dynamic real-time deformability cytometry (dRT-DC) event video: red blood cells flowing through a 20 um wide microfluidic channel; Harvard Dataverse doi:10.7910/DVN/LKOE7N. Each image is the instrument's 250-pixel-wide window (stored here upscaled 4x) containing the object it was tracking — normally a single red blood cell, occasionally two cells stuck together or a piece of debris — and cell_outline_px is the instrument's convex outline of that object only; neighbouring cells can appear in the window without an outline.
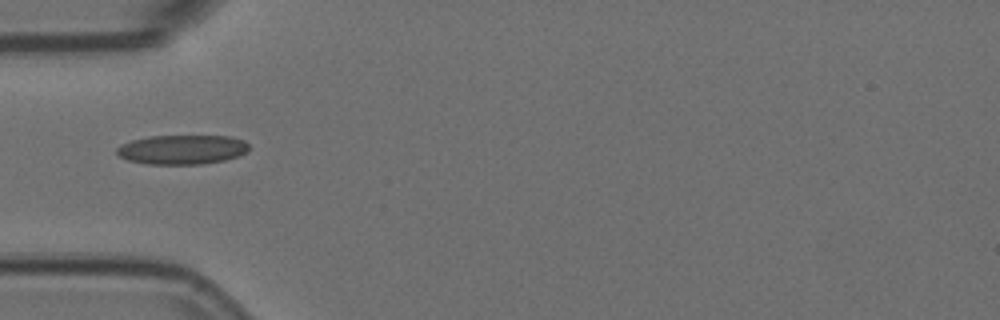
{"species": "Egyptian fruit bat (a non-hibernating species)", "species_latin": "Rousettus aegyptiacus", "temperature_condition": "room temperature", "stored_images_in_passage": 5, "camera_frame_rate_fps": 3000, "um_per_image_px": 0.085, "animal": {"sex": "female"}, "frame": {"image": 1, "passage_image": 1, "time_ms": 0.0, "image_size_px": [1000, 320], "cell_outline_px": [[248, 152], [240, 156], [224, 160], [200, 164], [148, 164], [128, 160], [120, 156], [116, 152], [116, 148], [120, 144], [132, 140], [152, 136], [232, 136], [244, 140], [248, 144]], "centroid_in_image_um": [15.5, 12.71], "position_along_channel_um": 69.5, "area_um2": 22.72}}
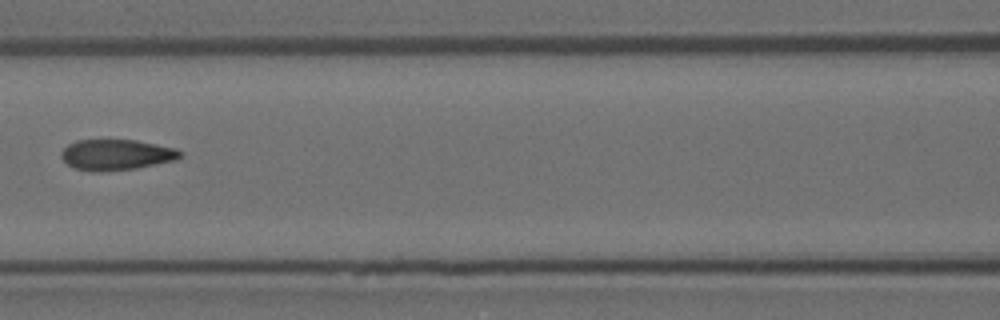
{"frame": {"image": 2, "passage_image": 3, "time_ms": 0.667, "image_size_px": [1000, 320], "cell_outline_px": [[184, 152], [176, 160], [136, 168], [100, 172], [92, 172], [76, 168], [68, 164], [60, 156], [60, 152], [68, 144], [76, 140], [136, 140], [176, 148]], "centroid_in_image_um": [9.89, 13.15], "position_along_channel_um": 156.7, "area_um2": 21.33}}
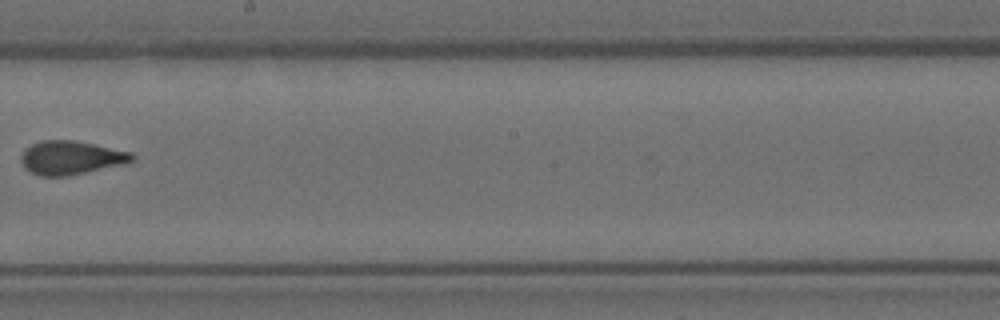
{"frame": {"image": 3, "passage_image": 5, "time_ms": 1.333, "image_size_px": [1000, 320], "cell_outline_px": [[136, 156], [132, 160], [124, 164], [68, 176], [40, 176], [24, 168], [20, 160], [20, 156], [24, 148], [40, 140], [72, 140], [132, 152]], "centroid_in_image_um": [5.99, 13.4], "position_along_channel_um": 242.2, "area_um2": 21.79}}